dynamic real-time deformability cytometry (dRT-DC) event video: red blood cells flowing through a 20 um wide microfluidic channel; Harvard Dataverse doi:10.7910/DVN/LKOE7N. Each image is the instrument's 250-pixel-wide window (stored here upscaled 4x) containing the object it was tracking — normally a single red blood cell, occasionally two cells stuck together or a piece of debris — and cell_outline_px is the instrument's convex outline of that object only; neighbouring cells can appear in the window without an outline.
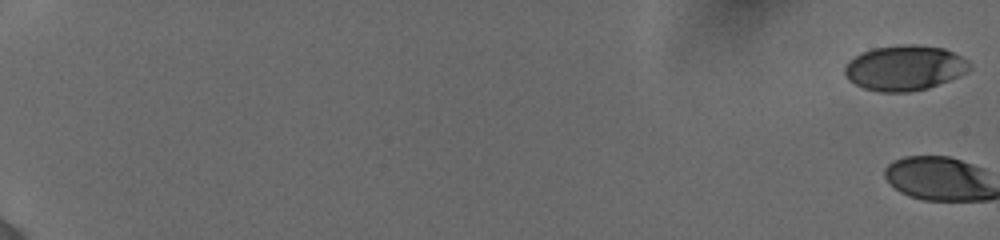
{"species": "human", "species_latin": "Homo sapiens", "temperature_condition": "cold", "stored_images_in_passage": 3, "camera_frame_rate_fps": 3000, "um_per_image_px": 0.085, "donor": {"sex": "female"}, "frame": {"image": 1, "passage_image": 1, "time_ms": 0.0, "image_size_px": [1000, 240], "cell_outline_px": [[972, 68], [948, 80], [928, 88], [908, 92], [880, 92], [864, 88], [848, 80], [844, 72], [844, 68], [848, 60], [872, 48], [900, 44], [916, 44], [944, 48], [968, 60]], "centroid_in_image_um": [76.87, 5.76], "position_along_channel_um": 8.1, "area_um2": 32.77}}